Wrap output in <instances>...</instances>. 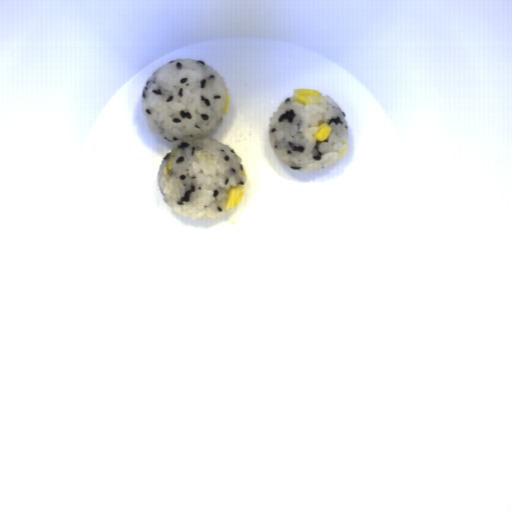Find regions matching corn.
<instances>
[{
    "mask_svg": "<svg viewBox=\"0 0 512 512\" xmlns=\"http://www.w3.org/2000/svg\"><path fill=\"white\" fill-rule=\"evenodd\" d=\"M244 193L245 187L242 184L230 187L225 198V209L236 208L243 200Z\"/></svg>",
    "mask_w": 512,
    "mask_h": 512,
    "instance_id": "51d56268",
    "label": "corn"
},
{
    "mask_svg": "<svg viewBox=\"0 0 512 512\" xmlns=\"http://www.w3.org/2000/svg\"><path fill=\"white\" fill-rule=\"evenodd\" d=\"M308 97H322L318 90L313 89H294L293 100L300 102L302 105L309 104Z\"/></svg>",
    "mask_w": 512,
    "mask_h": 512,
    "instance_id": "f1292c28",
    "label": "corn"
},
{
    "mask_svg": "<svg viewBox=\"0 0 512 512\" xmlns=\"http://www.w3.org/2000/svg\"><path fill=\"white\" fill-rule=\"evenodd\" d=\"M317 131L312 135L318 141H325L331 134L332 128L327 124V122L320 123L317 125Z\"/></svg>",
    "mask_w": 512,
    "mask_h": 512,
    "instance_id": "5cfa1b94",
    "label": "corn"
},
{
    "mask_svg": "<svg viewBox=\"0 0 512 512\" xmlns=\"http://www.w3.org/2000/svg\"><path fill=\"white\" fill-rule=\"evenodd\" d=\"M225 98H226V104L222 110L223 114H225L226 112H228L229 110V107H230V104H231V99H230V94H225Z\"/></svg>",
    "mask_w": 512,
    "mask_h": 512,
    "instance_id": "cfcad685",
    "label": "corn"
},
{
    "mask_svg": "<svg viewBox=\"0 0 512 512\" xmlns=\"http://www.w3.org/2000/svg\"><path fill=\"white\" fill-rule=\"evenodd\" d=\"M341 144H342V145H345V149H344V150H343V151L338 155V159H339V158H342V157L345 155V153H346V151H347V148H348V143H347V141H342V143H341Z\"/></svg>",
    "mask_w": 512,
    "mask_h": 512,
    "instance_id": "2b8c4276",
    "label": "corn"
},
{
    "mask_svg": "<svg viewBox=\"0 0 512 512\" xmlns=\"http://www.w3.org/2000/svg\"><path fill=\"white\" fill-rule=\"evenodd\" d=\"M174 156V154H171L170 158H169V161L167 163V170H171V161H172V157Z\"/></svg>",
    "mask_w": 512,
    "mask_h": 512,
    "instance_id": "79e197a2",
    "label": "corn"
}]
</instances>
